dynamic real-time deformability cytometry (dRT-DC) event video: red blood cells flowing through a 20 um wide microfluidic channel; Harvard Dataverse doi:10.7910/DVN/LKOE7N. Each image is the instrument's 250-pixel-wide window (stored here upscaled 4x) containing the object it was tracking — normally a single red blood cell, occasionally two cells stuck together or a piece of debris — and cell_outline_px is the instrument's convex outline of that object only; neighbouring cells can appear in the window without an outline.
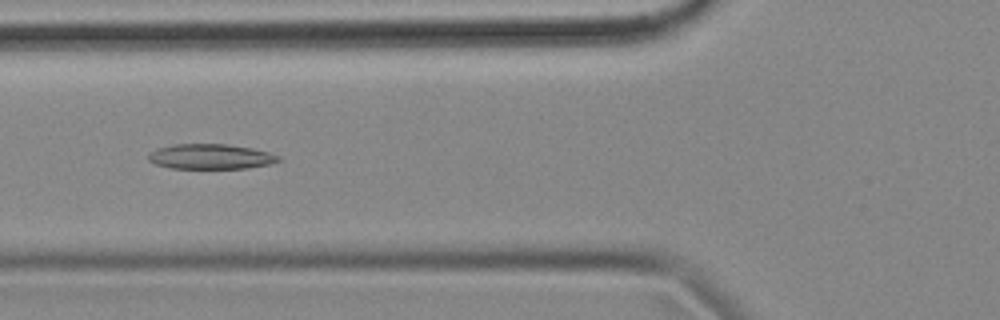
{"species": "common noctule bat (a hibernating species)", "species_latin": "Nyctalus noctula", "temperature_condition": "cold", "stored_images_in_passage": 55, "camera_frame_rate_fps": 3000, "um_per_image_px": 0.085, "animal": {"sex": "female", "body_mass_g": 18.4}, "frame": {"image": 1, "passage_image": 20, "time_ms": 6.333, "image_size_px": [1000, 320], "cell_outline_px": [[280, 160], [268, 164], [248, 168], [168, 168], [156, 164], [148, 160], [148, 152], [156, 148], [172, 144], [228, 144], [252, 148], [268, 152], [280, 156]], "centroid_in_image_um": [17.85, 13.3], "position_along_channel_um": 107.9, "area_um2": 19.07}}
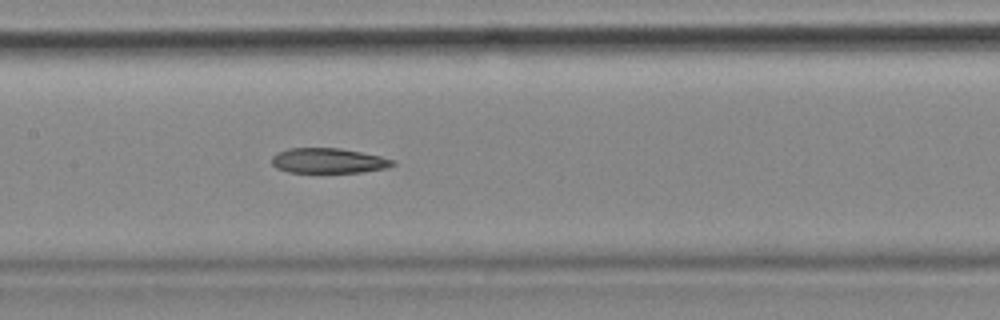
{"frame": {"image": 2, "passage_image": 26, "time_ms": 8.333, "image_size_px": [1000, 320], "cell_outline_px": [[396, 164], [388, 168], [360, 172], [288, 172], [276, 168], [272, 164], [272, 156], [276, 152], [288, 148], [340, 148], [380, 156], [396, 160]], "centroid_in_image_um": [27.91, 13.65], "position_along_channel_um": 179.5, "area_um2": 17.74}}
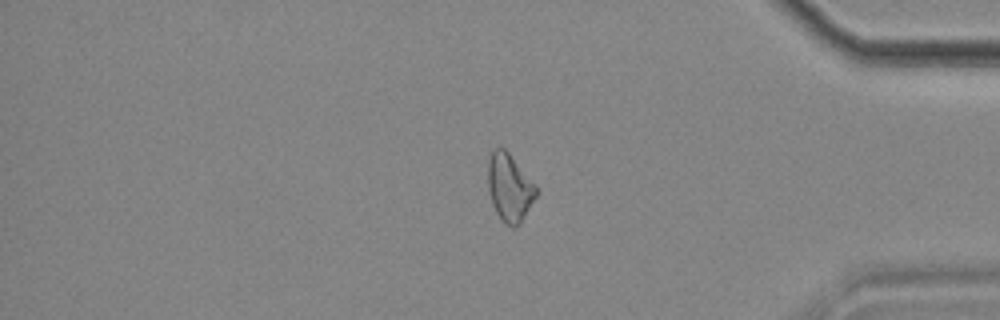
{"frame": {"image": 3, "passage_image": 46, "time_ms": 15.0, "image_size_px": [1000, 320], "cell_outline_px": [[536, 196], [520, 224], [516, 228], [512, 228], [504, 224], [500, 220], [492, 204], [488, 188], [488, 160], [492, 152], [496, 148], [504, 148], [508, 152], [536, 184]], "centroid_in_image_um": [43.3, 15.98], "position_along_channel_um": 391.9, "area_um2": 19.07}, "authors_computed_cell_mechanics": {"area_um2": 19.7098, "velocity_mm_per_s": 3.572, "shape_relaxation_time_tau1_ms": null, "shape_relaxation_time_tau2_ms": 11.02, "deformation_change_tau1": null, "deformation_change_tau2": 0.2176}}